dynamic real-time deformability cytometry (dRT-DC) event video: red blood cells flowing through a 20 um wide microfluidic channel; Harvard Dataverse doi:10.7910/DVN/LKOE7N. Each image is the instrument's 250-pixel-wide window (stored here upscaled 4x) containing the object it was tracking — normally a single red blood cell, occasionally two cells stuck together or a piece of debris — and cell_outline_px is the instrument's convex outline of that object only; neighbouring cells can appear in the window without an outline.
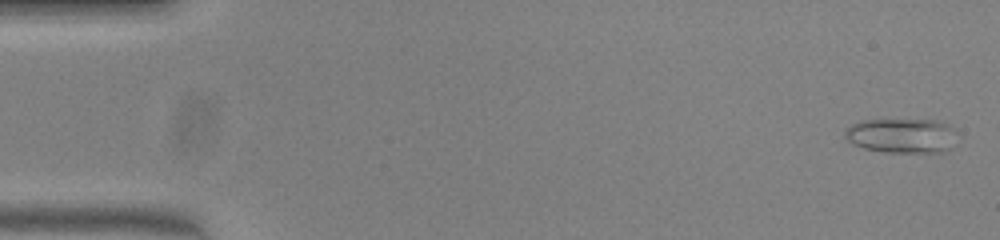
{"species": "common noctule bat (a hibernating species)", "species_latin": "Nyctalus noctula", "temperature_condition": "warm", "stored_images_in_passage": 51, "camera_frame_rate_fps": 3000, "um_per_image_px": 0.085, "animal": {"sex": "female", "body_mass_g": 23.0, "forearm_length_mm": 53.4}, "frame": {"image": 1, "passage_image": 2, "time_ms": 0.333, "image_size_px": [1000, 240], "cell_outline_px": [[956, 132], [952, 148], [944, 152], [884, 152], [864, 148], [852, 144], [844, 136], [844, 132], [852, 124], [864, 120], [936, 120], [948, 124], [956, 128]], "centroid_in_image_um": [76.68, 11.53], "position_along_channel_um": 8.3, "area_um2": 22.77}}
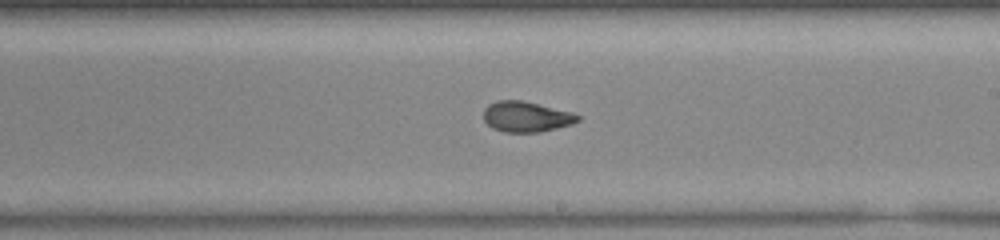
{"frame": {"image": 2, "passage_image": 30, "time_ms": 9.667, "image_size_px": [1000, 240], "cell_outline_px": [[580, 120], [572, 124], [540, 132], [504, 132], [492, 128], [484, 120], [484, 108], [488, 104], [496, 100], [520, 100], [572, 112], [580, 116]], "centroid_in_image_um": [44.71, 9.92], "position_along_channel_um": 244.3, "area_um2": 16.7}}
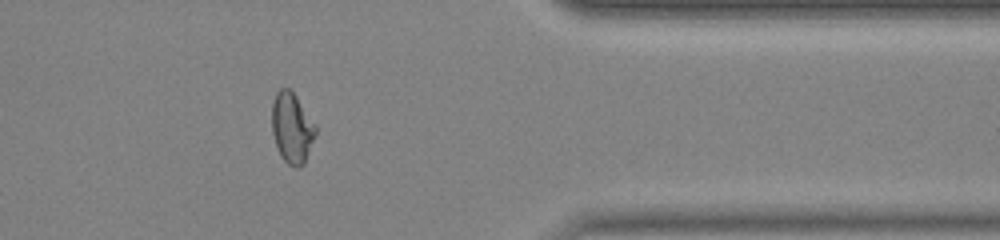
{"frame": {"image": 3, "passage_image": 42, "time_ms": 13.667, "image_size_px": [1000, 240], "cell_outline_px": [[316, 132], [304, 164], [300, 168], [296, 168], [288, 164], [280, 156], [272, 132], [272, 104], [276, 92], [280, 88], [288, 88], [296, 96], [316, 124]], "centroid_in_image_um": [24.81, 10.88], "position_along_channel_um": 386.6, "area_um2": 17.92}, "authors_computed_cell_mechanics": {"area_um2": 18.0914, "velocity_mm_per_s": 4.0015, "shape_relaxation_time_tau1_ms": null, "shape_relaxation_time_tau2_ms": 1.0398, "deformation_change_tau1": null, "deformation_change_tau2": 0.0682}}